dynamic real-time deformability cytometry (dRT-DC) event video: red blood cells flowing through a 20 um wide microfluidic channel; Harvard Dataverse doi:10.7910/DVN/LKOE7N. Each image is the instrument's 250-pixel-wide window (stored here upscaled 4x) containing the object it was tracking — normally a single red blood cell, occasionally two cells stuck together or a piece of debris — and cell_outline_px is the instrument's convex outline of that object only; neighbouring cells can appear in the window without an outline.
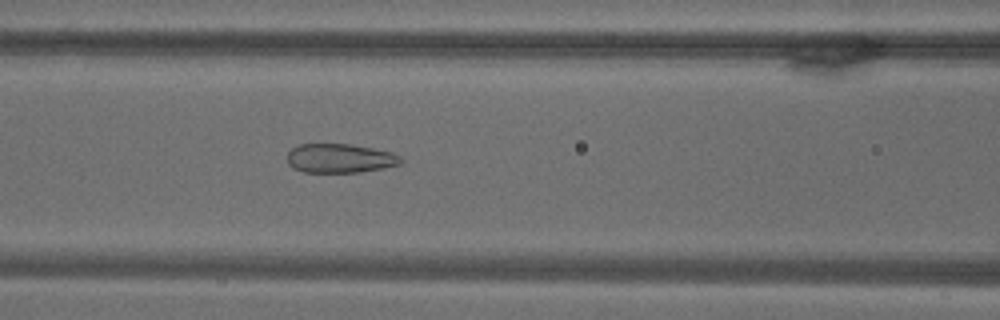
{"species": "common noctule bat (a hibernating species)", "species_latin": "Nyctalus noctula", "temperature_condition": "warm", "stored_images_in_passage": 66, "camera_frame_rate_fps": 3000, "um_per_image_px": 0.085, "animal": {"sex": "male", "body_mass_g": 18.8}, "frame": {"image": 1, "passage_image": 27, "time_ms": 8.667, "image_size_px": [1000, 320], "cell_outline_px": [[404, 160], [400, 164], [384, 168], [360, 172], [304, 172], [292, 168], [288, 164], [288, 152], [292, 148], [300, 144], [348, 144], [372, 148], [392, 152], [400, 156]], "centroid_in_image_um": [28.9, 13.46], "position_along_channel_um": 137.7, "area_um2": 19.31}}
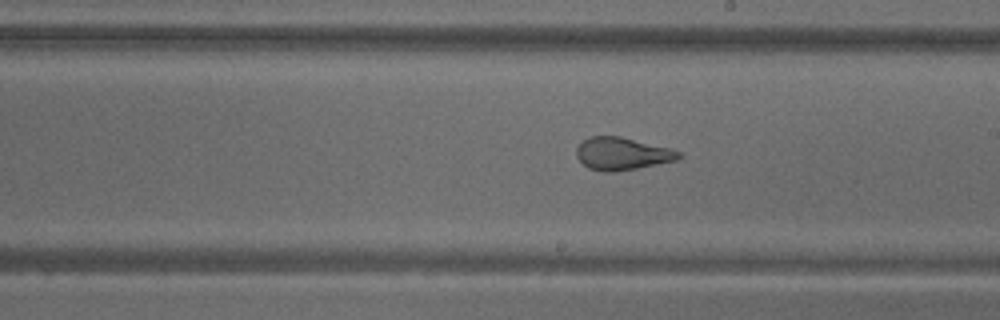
{"frame": {"image": 2, "passage_image": 37, "time_ms": 12.0, "image_size_px": [1000, 320], "cell_outline_px": [[684, 156], [676, 160], [616, 172], [604, 172], [588, 168], [576, 156], [576, 148], [584, 140], [592, 136], [620, 136], [672, 148], [680, 152]], "centroid_in_image_um": [52.9, 13.06], "position_along_channel_um": 236.1, "area_um2": 19.42}}
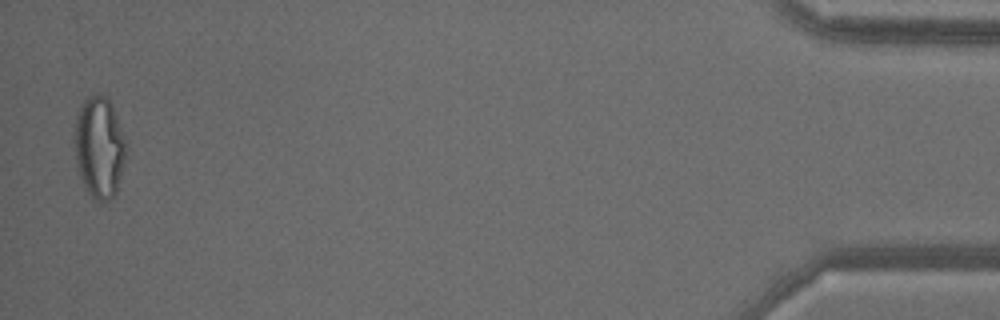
{"frame": {"image": 3, "passage_image": 65, "time_ms": 21.333, "image_size_px": [1000, 320], "cell_outline_px": [[128, 148], [116, 192], [108, 200], [100, 204], [88, 192], [80, 176], [76, 156], [76, 116], [80, 104], [92, 92], [96, 92], [108, 96], [112, 104], [128, 144]], "centroid_in_image_um": [8.48, 12.46], "position_along_channel_um": 426.7, "area_um2": 30.63}}